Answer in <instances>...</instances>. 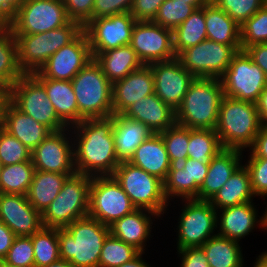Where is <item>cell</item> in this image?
Segmentation results:
<instances>
[{
	"label": "cell",
	"instance_id": "obj_1",
	"mask_svg": "<svg viewBox=\"0 0 267 267\" xmlns=\"http://www.w3.org/2000/svg\"><path fill=\"white\" fill-rule=\"evenodd\" d=\"M114 115L84 119L70 127L74 144L76 173L112 176L120 161L116 157L113 137Z\"/></svg>",
	"mask_w": 267,
	"mask_h": 267
},
{
	"label": "cell",
	"instance_id": "obj_2",
	"mask_svg": "<svg viewBox=\"0 0 267 267\" xmlns=\"http://www.w3.org/2000/svg\"><path fill=\"white\" fill-rule=\"evenodd\" d=\"M109 226L86 216L65 228H58L60 259L73 267H99V257Z\"/></svg>",
	"mask_w": 267,
	"mask_h": 267
},
{
	"label": "cell",
	"instance_id": "obj_3",
	"mask_svg": "<svg viewBox=\"0 0 267 267\" xmlns=\"http://www.w3.org/2000/svg\"><path fill=\"white\" fill-rule=\"evenodd\" d=\"M224 97L219 78H195L175 111V122L190 129L215 130Z\"/></svg>",
	"mask_w": 267,
	"mask_h": 267
},
{
	"label": "cell",
	"instance_id": "obj_4",
	"mask_svg": "<svg viewBox=\"0 0 267 267\" xmlns=\"http://www.w3.org/2000/svg\"><path fill=\"white\" fill-rule=\"evenodd\" d=\"M261 127L256 103L223 97L215 127L223 149L247 150Z\"/></svg>",
	"mask_w": 267,
	"mask_h": 267
},
{
	"label": "cell",
	"instance_id": "obj_5",
	"mask_svg": "<svg viewBox=\"0 0 267 267\" xmlns=\"http://www.w3.org/2000/svg\"><path fill=\"white\" fill-rule=\"evenodd\" d=\"M78 105V123L113 115L112 83L94 58L71 80Z\"/></svg>",
	"mask_w": 267,
	"mask_h": 267
},
{
	"label": "cell",
	"instance_id": "obj_6",
	"mask_svg": "<svg viewBox=\"0 0 267 267\" xmlns=\"http://www.w3.org/2000/svg\"><path fill=\"white\" fill-rule=\"evenodd\" d=\"M83 27L75 21L38 34H13L18 44V63L23 74H33L63 46L72 42Z\"/></svg>",
	"mask_w": 267,
	"mask_h": 267
},
{
	"label": "cell",
	"instance_id": "obj_7",
	"mask_svg": "<svg viewBox=\"0 0 267 267\" xmlns=\"http://www.w3.org/2000/svg\"><path fill=\"white\" fill-rule=\"evenodd\" d=\"M92 177L75 173L41 214L44 227L65 228L75 220L88 216Z\"/></svg>",
	"mask_w": 267,
	"mask_h": 267
},
{
	"label": "cell",
	"instance_id": "obj_8",
	"mask_svg": "<svg viewBox=\"0 0 267 267\" xmlns=\"http://www.w3.org/2000/svg\"><path fill=\"white\" fill-rule=\"evenodd\" d=\"M137 209H147L160 217L171 204L164 194V183L129 161H121L113 175Z\"/></svg>",
	"mask_w": 267,
	"mask_h": 267
},
{
	"label": "cell",
	"instance_id": "obj_9",
	"mask_svg": "<svg viewBox=\"0 0 267 267\" xmlns=\"http://www.w3.org/2000/svg\"><path fill=\"white\" fill-rule=\"evenodd\" d=\"M5 97L22 113L32 117L52 132L68 128L58 117L45 88L31 75L24 74Z\"/></svg>",
	"mask_w": 267,
	"mask_h": 267
},
{
	"label": "cell",
	"instance_id": "obj_10",
	"mask_svg": "<svg viewBox=\"0 0 267 267\" xmlns=\"http://www.w3.org/2000/svg\"><path fill=\"white\" fill-rule=\"evenodd\" d=\"M70 21L62 0H26L15 11L8 28L13 34H38Z\"/></svg>",
	"mask_w": 267,
	"mask_h": 267
},
{
	"label": "cell",
	"instance_id": "obj_11",
	"mask_svg": "<svg viewBox=\"0 0 267 267\" xmlns=\"http://www.w3.org/2000/svg\"><path fill=\"white\" fill-rule=\"evenodd\" d=\"M184 203L178 218L177 250L201 247L216 235L217 210L209 201L182 199Z\"/></svg>",
	"mask_w": 267,
	"mask_h": 267
},
{
	"label": "cell",
	"instance_id": "obj_12",
	"mask_svg": "<svg viewBox=\"0 0 267 267\" xmlns=\"http://www.w3.org/2000/svg\"><path fill=\"white\" fill-rule=\"evenodd\" d=\"M224 96L256 103L267 86V77L248 54L238 51L220 78Z\"/></svg>",
	"mask_w": 267,
	"mask_h": 267
},
{
	"label": "cell",
	"instance_id": "obj_13",
	"mask_svg": "<svg viewBox=\"0 0 267 267\" xmlns=\"http://www.w3.org/2000/svg\"><path fill=\"white\" fill-rule=\"evenodd\" d=\"M137 209L113 176L92 177L88 216L110 226Z\"/></svg>",
	"mask_w": 267,
	"mask_h": 267
},
{
	"label": "cell",
	"instance_id": "obj_14",
	"mask_svg": "<svg viewBox=\"0 0 267 267\" xmlns=\"http://www.w3.org/2000/svg\"><path fill=\"white\" fill-rule=\"evenodd\" d=\"M237 51L225 45L205 39L183 50L177 58L195 78H221Z\"/></svg>",
	"mask_w": 267,
	"mask_h": 267
},
{
	"label": "cell",
	"instance_id": "obj_15",
	"mask_svg": "<svg viewBox=\"0 0 267 267\" xmlns=\"http://www.w3.org/2000/svg\"><path fill=\"white\" fill-rule=\"evenodd\" d=\"M31 161L35 170L75 174L74 144L71 128L68 127L49 134L31 151Z\"/></svg>",
	"mask_w": 267,
	"mask_h": 267
},
{
	"label": "cell",
	"instance_id": "obj_16",
	"mask_svg": "<svg viewBox=\"0 0 267 267\" xmlns=\"http://www.w3.org/2000/svg\"><path fill=\"white\" fill-rule=\"evenodd\" d=\"M143 65L176 58L173 30L152 21H136L129 44Z\"/></svg>",
	"mask_w": 267,
	"mask_h": 267
},
{
	"label": "cell",
	"instance_id": "obj_17",
	"mask_svg": "<svg viewBox=\"0 0 267 267\" xmlns=\"http://www.w3.org/2000/svg\"><path fill=\"white\" fill-rule=\"evenodd\" d=\"M93 59L87 35L82 31L72 42L55 52L34 78L71 81Z\"/></svg>",
	"mask_w": 267,
	"mask_h": 267
},
{
	"label": "cell",
	"instance_id": "obj_18",
	"mask_svg": "<svg viewBox=\"0 0 267 267\" xmlns=\"http://www.w3.org/2000/svg\"><path fill=\"white\" fill-rule=\"evenodd\" d=\"M136 20L131 13L100 17L89 21L86 33L92 57L99 52L129 45Z\"/></svg>",
	"mask_w": 267,
	"mask_h": 267
},
{
	"label": "cell",
	"instance_id": "obj_19",
	"mask_svg": "<svg viewBox=\"0 0 267 267\" xmlns=\"http://www.w3.org/2000/svg\"><path fill=\"white\" fill-rule=\"evenodd\" d=\"M149 66L154 77L155 94L176 111L195 77L182 66L177 57Z\"/></svg>",
	"mask_w": 267,
	"mask_h": 267
},
{
	"label": "cell",
	"instance_id": "obj_20",
	"mask_svg": "<svg viewBox=\"0 0 267 267\" xmlns=\"http://www.w3.org/2000/svg\"><path fill=\"white\" fill-rule=\"evenodd\" d=\"M209 163L187 158L181 164H173L165 179L164 194L168 202L176 198L197 199L199 189L207 176ZM173 197V198H172Z\"/></svg>",
	"mask_w": 267,
	"mask_h": 267
},
{
	"label": "cell",
	"instance_id": "obj_21",
	"mask_svg": "<svg viewBox=\"0 0 267 267\" xmlns=\"http://www.w3.org/2000/svg\"><path fill=\"white\" fill-rule=\"evenodd\" d=\"M0 221L16 236H31L43 227L41 213L21 194L0 193Z\"/></svg>",
	"mask_w": 267,
	"mask_h": 267
},
{
	"label": "cell",
	"instance_id": "obj_22",
	"mask_svg": "<svg viewBox=\"0 0 267 267\" xmlns=\"http://www.w3.org/2000/svg\"><path fill=\"white\" fill-rule=\"evenodd\" d=\"M0 124L30 151L52 133L49 128L18 110L5 96H0Z\"/></svg>",
	"mask_w": 267,
	"mask_h": 267
},
{
	"label": "cell",
	"instance_id": "obj_23",
	"mask_svg": "<svg viewBox=\"0 0 267 267\" xmlns=\"http://www.w3.org/2000/svg\"><path fill=\"white\" fill-rule=\"evenodd\" d=\"M257 212L253 201L217 210V234L239 242L256 226L266 230V211L262 217Z\"/></svg>",
	"mask_w": 267,
	"mask_h": 267
},
{
	"label": "cell",
	"instance_id": "obj_24",
	"mask_svg": "<svg viewBox=\"0 0 267 267\" xmlns=\"http://www.w3.org/2000/svg\"><path fill=\"white\" fill-rule=\"evenodd\" d=\"M155 93L154 77L149 65L131 72L112 84L113 115H121L128 107Z\"/></svg>",
	"mask_w": 267,
	"mask_h": 267
},
{
	"label": "cell",
	"instance_id": "obj_25",
	"mask_svg": "<svg viewBox=\"0 0 267 267\" xmlns=\"http://www.w3.org/2000/svg\"><path fill=\"white\" fill-rule=\"evenodd\" d=\"M154 217V218H153ZM159 215L147 209H135L132 213L114 221L109 226V233L133 246L140 253H145V244L150 240L152 219H159Z\"/></svg>",
	"mask_w": 267,
	"mask_h": 267
},
{
	"label": "cell",
	"instance_id": "obj_26",
	"mask_svg": "<svg viewBox=\"0 0 267 267\" xmlns=\"http://www.w3.org/2000/svg\"><path fill=\"white\" fill-rule=\"evenodd\" d=\"M123 116L145 124L154 134H159L175 122V111L155 93L128 107Z\"/></svg>",
	"mask_w": 267,
	"mask_h": 267
},
{
	"label": "cell",
	"instance_id": "obj_27",
	"mask_svg": "<svg viewBox=\"0 0 267 267\" xmlns=\"http://www.w3.org/2000/svg\"><path fill=\"white\" fill-rule=\"evenodd\" d=\"M242 150L223 149L209 163L207 176L199 189L198 200L210 201L242 164Z\"/></svg>",
	"mask_w": 267,
	"mask_h": 267
},
{
	"label": "cell",
	"instance_id": "obj_28",
	"mask_svg": "<svg viewBox=\"0 0 267 267\" xmlns=\"http://www.w3.org/2000/svg\"><path fill=\"white\" fill-rule=\"evenodd\" d=\"M129 162L163 182L172 166L160 134H152L148 139L144 140L136 148Z\"/></svg>",
	"mask_w": 267,
	"mask_h": 267
},
{
	"label": "cell",
	"instance_id": "obj_29",
	"mask_svg": "<svg viewBox=\"0 0 267 267\" xmlns=\"http://www.w3.org/2000/svg\"><path fill=\"white\" fill-rule=\"evenodd\" d=\"M154 134L145 124L125 116L114 115L113 137L116 157L129 161L141 143Z\"/></svg>",
	"mask_w": 267,
	"mask_h": 267
},
{
	"label": "cell",
	"instance_id": "obj_30",
	"mask_svg": "<svg viewBox=\"0 0 267 267\" xmlns=\"http://www.w3.org/2000/svg\"><path fill=\"white\" fill-rule=\"evenodd\" d=\"M202 8L205 11L207 39L231 45L237 52L241 51L240 26L212 1Z\"/></svg>",
	"mask_w": 267,
	"mask_h": 267
},
{
	"label": "cell",
	"instance_id": "obj_31",
	"mask_svg": "<svg viewBox=\"0 0 267 267\" xmlns=\"http://www.w3.org/2000/svg\"><path fill=\"white\" fill-rule=\"evenodd\" d=\"M44 88L59 119L67 126L78 124V105L71 81L35 78Z\"/></svg>",
	"mask_w": 267,
	"mask_h": 267
},
{
	"label": "cell",
	"instance_id": "obj_32",
	"mask_svg": "<svg viewBox=\"0 0 267 267\" xmlns=\"http://www.w3.org/2000/svg\"><path fill=\"white\" fill-rule=\"evenodd\" d=\"M93 58L100 65L103 74L112 84L124 79L131 72L143 66L130 45L99 52Z\"/></svg>",
	"mask_w": 267,
	"mask_h": 267
},
{
	"label": "cell",
	"instance_id": "obj_33",
	"mask_svg": "<svg viewBox=\"0 0 267 267\" xmlns=\"http://www.w3.org/2000/svg\"><path fill=\"white\" fill-rule=\"evenodd\" d=\"M255 197L249 172L245 165L241 164L209 202L216 210H221L252 202Z\"/></svg>",
	"mask_w": 267,
	"mask_h": 267
},
{
	"label": "cell",
	"instance_id": "obj_34",
	"mask_svg": "<svg viewBox=\"0 0 267 267\" xmlns=\"http://www.w3.org/2000/svg\"><path fill=\"white\" fill-rule=\"evenodd\" d=\"M73 174H60L35 170L31 185L26 194L27 200L43 213L61 191L66 179Z\"/></svg>",
	"mask_w": 267,
	"mask_h": 267
},
{
	"label": "cell",
	"instance_id": "obj_35",
	"mask_svg": "<svg viewBox=\"0 0 267 267\" xmlns=\"http://www.w3.org/2000/svg\"><path fill=\"white\" fill-rule=\"evenodd\" d=\"M23 75L18 63L17 40L8 27H0V96H5Z\"/></svg>",
	"mask_w": 267,
	"mask_h": 267
},
{
	"label": "cell",
	"instance_id": "obj_36",
	"mask_svg": "<svg viewBox=\"0 0 267 267\" xmlns=\"http://www.w3.org/2000/svg\"><path fill=\"white\" fill-rule=\"evenodd\" d=\"M210 267H243V252L239 242L218 234L202 246Z\"/></svg>",
	"mask_w": 267,
	"mask_h": 267
},
{
	"label": "cell",
	"instance_id": "obj_37",
	"mask_svg": "<svg viewBox=\"0 0 267 267\" xmlns=\"http://www.w3.org/2000/svg\"><path fill=\"white\" fill-rule=\"evenodd\" d=\"M207 39L204 9H196L183 23L173 30V48L176 56L183 50Z\"/></svg>",
	"mask_w": 267,
	"mask_h": 267
},
{
	"label": "cell",
	"instance_id": "obj_38",
	"mask_svg": "<svg viewBox=\"0 0 267 267\" xmlns=\"http://www.w3.org/2000/svg\"><path fill=\"white\" fill-rule=\"evenodd\" d=\"M35 167L32 161L3 166L0 174V193L25 195L31 185Z\"/></svg>",
	"mask_w": 267,
	"mask_h": 267
},
{
	"label": "cell",
	"instance_id": "obj_39",
	"mask_svg": "<svg viewBox=\"0 0 267 267\" xmlns=\"http://www.w3.org/2000/svg\"><path fill=\"white\" fill-rule=\"evenodd\" d=\"M223 147L215 130L190 129L188 158L210 163Z\"/></svg>",
	"mask_w": 267,
	"mask_h": 267
},
{
	"label": "cell",
	"instance_id": "obj_40",
	"mask_svg": "<svg viewBox=\"0 0 267 267\" xmlns=\"http://www.w3.org/2000/svg\"><path fill=\"white\" fill-rule=\"evenodd\" d=\"M35 267H43L60 259L58 228L42 227L31 235Z\"/></svg>",
	"mask_w": 267,
	"mask_h": 267
},
{
	"label": "cell",
	"instance_id": "obj_41",
	"mask_svg": "<svg viewBox=\"0 0 267 267\" xmlns=\"http://www.w3.org/2000/svg\"><path fill=\"white\" fill-rule=\"evenodd\" d=\"M140 252L133 246L109 234L99 257V267H119L131 261Z\"/></svg>",
	"mask_w": 267,
	"mask_h": 267
},
{
	"label": "cell",
	"instance_id": "obj_42",
	"mask_svg": "<svg viewBox=\"0 0 267 267\" xmlns=\"http://www.w3.org/2000/svg\"><path fill=\"white\" fill-rule=\"evenodd\" d=\"M164 141L171 164H181L188 158L190 128L174 124L159 133Z\"/></svg>",
	"mask_w": 267,
	"mask_h": 267
},
{
	"label": "cell",
	"instance_id": "obj_43",
	"mask_svg": "<svg viewBox=\"0 0 267 267\" xmlns=\"http://www.w3.org/2000/svg\"><path fill=\"white\" fill-rule=\"evenodd\" d=\"M203 6L204 5H190L178 0H165L158 9L156 17L152 22L174 30L196 9Z\"/></svg>",
	"mask_w": 267,
	"mask_h": 267
},
{
	"label": "cell",
	"instance_id": "obj_44",
	"mask_svg": "<svg viewBox=\"0 0 267 267\" xmlns=\"http://www.w3.org/2000/svg\"><path fill=\"white\" fill-rule=\"evenodd\" d=\"M241 49L267 43V3L240 26Z\"/></svg>",
	"mask_w": 267,
	"mask_h": 267
},
{
	"label": "cell",
	"instance_id": "obj_45",
	"mask_svg": "<svg viewBox=\"0 0 267 267\" xmlns=\"http://www.w3.org/2000/svg\"><path fill=\"white\" fill-rule=\"evenodd\" d=\"M224 10L239 26L251 18L267 0H210Z\"/></svg>",
	"mask_w": 267,
	"mask_h": 267
},
{
	"label": "cell",
	"instance_id": "obj_46",
	"mask_svg": "<svg viewBox=\"0 0 267 267\" xmlns=\"http://www.w3.org/2000/svg\"><path fill=\"white\" fill-rule=\"evenodd\" d=\"M0 159L4 166L31 161V151L1 126Z\"/></svg>",
	"mask_w": 267,
	"mask_h": 267
},
{
	"label": "cell",
	"instance_id": "obj_47",
	"mask_svg": "<svg viewBox=\"0 0 267 267\" xmlns=\"http://www.w3.org/2000/svg\"><path fill=\"white\" fill-rule=\"evenodd\" d=\"M3 260L17 267H35L31 236H17Z\"/></svg>",
	"mask_w": 267,
	"mask_h": 267
},
{
	"label": "cell",
	"instance_id": "obj_48",
	"mask_svg": "<svg viewBox=\"0 0 267 267\" xmlns=\"http://www.w3.org/2000/svg\"><path fill=\"white\" fill-rule=\"evenodd\" d=\"M244 165L249 172L254 195L265 199L267 197V157L249 158Z\"/></svg>",
	"mask_w": 267,
	"mask_h": 267
},
{
	"label": "cell",
	"instance_id": "obj_49",
	"mask_svg": "<svg viewBox=\"0 0 267 267\" xmlns=\"http://www.w3.org/2000/svg\"><path fill=\"white\" fill-rule=\"evenodd\" d=\"M71 21L84 27L92 20L94 0H62Z\"/></svg>",
	"mask_w": 267,
	"mask_h": 267
},
{
	"label": "cell",
	"instance_id": "obj_50",
	"mask_svg": "<svg viewBox=\"0 0 267 267\" xmlns=\"http://www.w3.org/2000/svg\"><path fill=\"white\" fill-rule=\"evenodd\" d=\"M134 0H94L92 20L116 14L130 13Z\"/></svg>",
	"mask_w": 267,
	"mask_h": 267
},
{
	"label": "cell",
	"instance_id": "obj_51",
	"mask_svg": "<svg viewBox=\"0 0 267 267\" xmlns=\"http://www.w3.org/2000/svg\"><path fill=\"white\" fill-rule=\"evenodd\" d=\"M165 0H134L130 13L136 21H153Z\"/></svg>",
	"mask_w": 267,
	"mask_h": 267
},
{
	"label": "cell",
	"instance_id": "obj_52",
	"mask_svg": "<svg viewBox=\"0 0 267 267\" xmlns=\"http://www.w3.org/2000/svg\"><path fill=\"white\" fill-rule=\"evenodd\" d=\"M177 252L182 259L180 267H210L202 247H187Z\"/></svg>",
	"mask_w": 267,
	"mask_h": 267
},
{
	"label": "cell",
	"instance_id": "obj_53",
	"mask_svg": "<svg viewBox=\"0 0 267 267\" xmlns=\"http://www.w3.org/2000/svg\"><path fill=\"white\" fill-rule=\"evenodd\" d=\"M244 51L263 70L267 77V43L253 44L245 48Z\"/></svg>",
	"mask_w": 267,
	"mask_h": 267
},
{
	"label": "cell",
	"instance_id": "obj_54",
	"mask_svg": "<svg viewBox=\"0 0 267 267\" xmlns=\"http://www.w3.org/2000/svg\"><path fill=\"white\" fill-rule=\"evenodd\" d=\"M248 150L250 151L248 158L267 157V125H262L253 145Z\"/></svg>",
	"mask_w": 267,
	"mask_h": 267
},
{
	"label": "cell",
	"instance_id": "obj_55",
	"mask_svg": "<svg viewBox=\"0 0 267 267\" xmlns=\"http://www.w3.org/2000/svg\"><path fill=\"white\" fill-rule=\"evenodd\" d=\"M17 236L0 221V259L3 260Z\"/></svg>",
	"mask_w": 267,
	"mask_h": 267
},
{
	"label": "cell",
	"instance_id": "obj_56",
	"mask_svg": "<svg viewBox=\"0 0 267 267\" xmlns=\"http://www.w3.org/2000/svg\"><path fill=\"white\" fill-rule=\"evenodd\" d=\"M256 106L262 125H267V86L260 94Z\"/></svg>",
	"mask_w": 267,
	"mask_h": 267
},
{
	"label": "cell",
	"instance_id": "obj_57",
	"mask_svg": "<svg viewBox=\"0 0 267 267\" xmlns=\"http://www.w3.org/2000/svg\"><path fill=\"white\" fill-rule=\"evenodd\" d=\"M13 16L14 13L0 1V27H8Z\"/></svg>",
	"mask_w": 267,
	"mask_h": 267
},
{
	"label": "cell",
	"instance_id": "obj_58",
	"mask_svg": "<svg viewBox=\"0 0 267 267\" xmlns=\"http://www.w3.org/2000/svg\"><path fill=\"white\" fill-rule=\"evenodd\" d=\"M144 253H139L135 258H133L131 261L126 262L119 267H151L150 264L145 262V259H142V255Z\"/></svg>",
	"mask_w": 267,
	"mask_h": 267
},
{
	"label": "cell",
	"instance_id": "obj_59",
	"mask_svg": "<svg viewBox=\"0 0 267 267\" xmlns=\"http://www.w3.org/2000/svg\"><path fill=\"white\" fill-rule=\"evenodd\" d=\"M13 12L15 11L26 1V0H0Z\"/></svg>",
	"mask_w": 267,
	"mask_h": 267
},
{
	"label": "cell",
	"instance_id": "obj_60",
	"mask_svg": "<svg viewBox=\"0 0 267 267\" xmlns=\"http://www.w3.org/2000/svg\"><path fill=\"white\" fill-rule=\"evenodd\" d=\"M254 267H267V252H262L261 255L256 258Z\"/></svg>",
	"mask_w": 267,
	"mask_h": 267
},
{
	"label": "cell",
	"instance_id": "obj_61",
	"mask_svg": "<svg viewBox=\"0 0 267 267\" xmlns=\"http://www.w3.org/2000/svg\"><path fill=\"white\" fill-rule=\"evenodd\" d=\"M43 267H73L69 261H65L63 259H59L56 262H53L49 265Z\"/></svg>",
	"mask_w": 267,
	"mask_h": 267
},
{
	"label": "cell",
	"instance_id": "obj_62",
	"mask_svg": "<svg viewBox=\"0 0 267 267\" xmlns=\"http://www.w3.org/2000/svg\"><path fill=\"white\" fill-rule=\"evenodd\" d=\"M178 1L185 2V3H188L190 5H205L210 0H178Z\"/></svg>",
	"mask_w": 267,
	"mask_h": 267
},
{
	"label": "cell",
	"instance_id": "obj_63",
	"mask_svg": "<svg viewBox=\"0 0 267 267\" xmlns=\"http://www.w3.org/2000/svg\"><path fill=\"white\" fill-rule=\"evenodd\" d=\"M0 267H17V266L11 265V264L7 263L6 261L1 260L0 261Z\"/></svg>",
	"mask_w": 267,
	"mask_h": 267
},
{
	"label": "cell",
	"instance_id": "obj_64",
	"mask_svg": "<svg viewBox=\"0 0 267 267\" xmlns=\"http://www.w3.org/2000/svg\"><path fill=\"white\" fill-rule=\"evenodd\" d=\"M3 164H2V162H1V159H0V174H1V171H2V169H3Z\"/></svg>",
	"mask_w": 267,
	"mask_h": 267
},
{
	"label": "cell",
	"instance_id": "obj_65",
	"mask_svg": "<svg viewBox=\"0 0 267 267\" xmlns=\"http://www.w3.org/2000/svg\"><path fill=\"white\" fill-rule=\"evenodd\" d=\"M265 211H266V227H267V207H265ZM267 230V228H266Z\"/></svg>",
	"mask_w": 267,
	"mask_h": 267
}]
</instances>
